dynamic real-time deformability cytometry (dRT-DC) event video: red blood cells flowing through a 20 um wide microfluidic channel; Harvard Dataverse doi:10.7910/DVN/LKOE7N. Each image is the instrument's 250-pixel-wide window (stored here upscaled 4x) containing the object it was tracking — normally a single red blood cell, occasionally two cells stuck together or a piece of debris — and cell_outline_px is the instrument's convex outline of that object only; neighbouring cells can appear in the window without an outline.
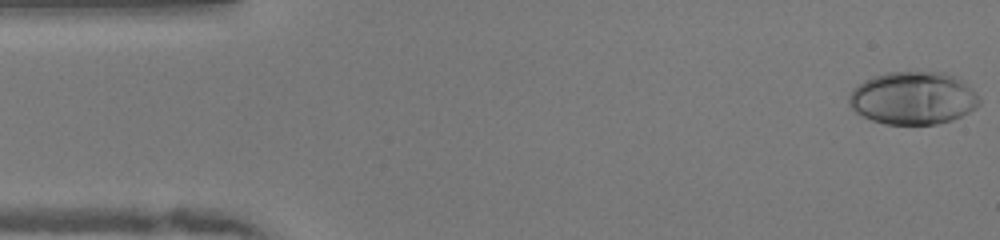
{"species": "human", "species_latin": "Homo sapiens", "temperature_condition": "warm", "stored_images_in_passage": 49, "camera_frame_rate_fps": 3000, "um_per_image_px": 0.085, "donor": {"sex": "female"}, "frame": {"image": 1, "passage_image": 1, "time_ms": 0.0, "image_size_px": [1000, 240], "cell_outline_px": [[980, 104], [976, 108], [952, 120], [936, 124], [884, 124], [872, 120], [856, 112], [848, 104], [848, 96], [852, 88], [864, 80], [872, 76], [888, 72], [944, 72], [956, 76], [972, 88], [980, 96]], "centroid_in_image_um": [77.61, 8.33], "position_along_channel_um": 7.4, "area_um2": 40.4}}
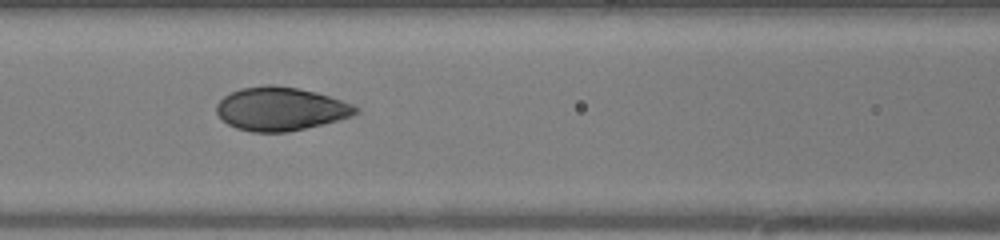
{"frame": {"image": 2, "passage_image": 20, "time_ms": 6.333, "image_size_px": [1000, 240], "cell_outline_px": [[360, 112], [352, 116], [288, 132], [252, 132], [236, 128], [228, 124], [216, 112], [216, 104], [224, 96], [240, 88], [268, 84], [276, 84], [316, 92], [352, 104], [360, 108]], "centroid_in_image_um": [23.84, 9.24], "position_along_channel_um": 142.8, "area_um2": 35.08}}
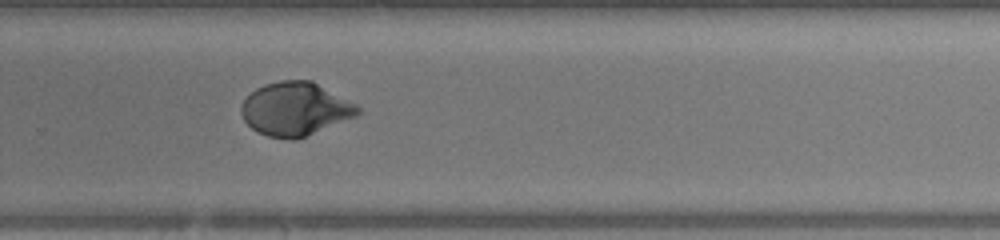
{"frame": {"image": 3, "passage_image": 32, "time_ms": 10.333, "image_size_px": [1000, 240], "cell_outline_px": [[360, 112], [356, 116], [296, 140], [288, 140], [268, 136], [252, 128], [244, 120], [240, 112], [240, 104], [256, 88], [264, 84], [280, 80], [312, 80], [356, 104], [360, 108]], "centroid_in_image_um": [25.08, 9.26], "position_along_channel_um": 304.7, "area_um2": 36.24}, "authors_computed_cell_mechanics": {"area_um2": 36.2406, "velocity_mm_per_s": 4.0571, "shape_relaxation_time_tau1_ms": 4.9196, "shape_relaxation_time_tau2_ms": null, "deformation_change_tau1": 0.2284, "deformation_change_tau2": null}}